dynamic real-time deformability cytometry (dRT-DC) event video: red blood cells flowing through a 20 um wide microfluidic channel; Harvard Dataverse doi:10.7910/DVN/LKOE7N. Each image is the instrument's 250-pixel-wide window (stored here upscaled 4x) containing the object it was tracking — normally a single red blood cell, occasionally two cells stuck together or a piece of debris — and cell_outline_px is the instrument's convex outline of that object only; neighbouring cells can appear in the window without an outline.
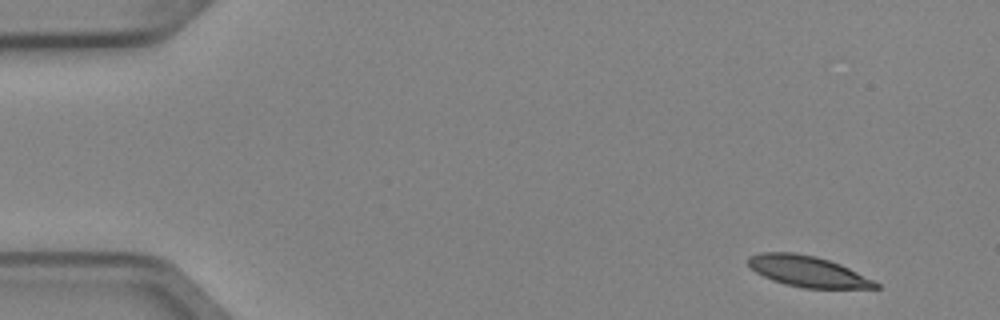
{"species": "Egyptian fruit bat (a non-hibernating species)", "species_latin": "Rousettus aegyptiacus", "temperature_condition": "cold", "stored_images_in_passage": 4, "camera_frame_rate_fps": 3000, "um_per_image_px": 0.085, "animal": {"sex": "female"}, "frame": {"image": 1, "passage_image": 1, "time_ms": 0.0, "image_size_px": [1000, 320], "cell_outline_px": [[880, 288], [804, 288], [784, 284], [772, 280], [756, 272], [748, 264], [748, 256], [760, 252], [792, 252], [816, 256], [840, 264], [880, 284]], "centroid_in_image_um": [68.62, 23.06], "position_along_channel_um": 16.4, "area_um2": 22.72}}
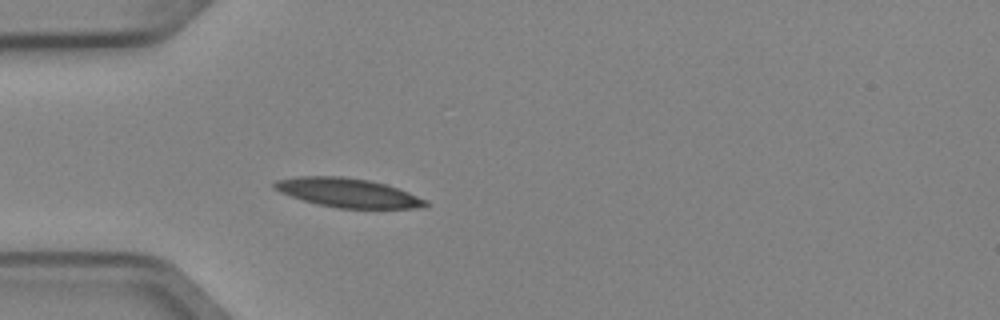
{"frame": {"image": 2, "passage_image": 4, "time_ms": 1.0, "image_size_px": [1000, 320], "cell_outline_px": [[428, 204], [424, 208], [336, 208], [316, 204], [280, 192], [272, 188], [272, 184], [276, 180], [296, 176], [344, 176], [368, 180], [384, 184], [408, 192], [428, 200]], "centroid_in_image_um": [29.55, 16.38], "position_along_channel_um": 55.5, "area_um2": 25.61}}